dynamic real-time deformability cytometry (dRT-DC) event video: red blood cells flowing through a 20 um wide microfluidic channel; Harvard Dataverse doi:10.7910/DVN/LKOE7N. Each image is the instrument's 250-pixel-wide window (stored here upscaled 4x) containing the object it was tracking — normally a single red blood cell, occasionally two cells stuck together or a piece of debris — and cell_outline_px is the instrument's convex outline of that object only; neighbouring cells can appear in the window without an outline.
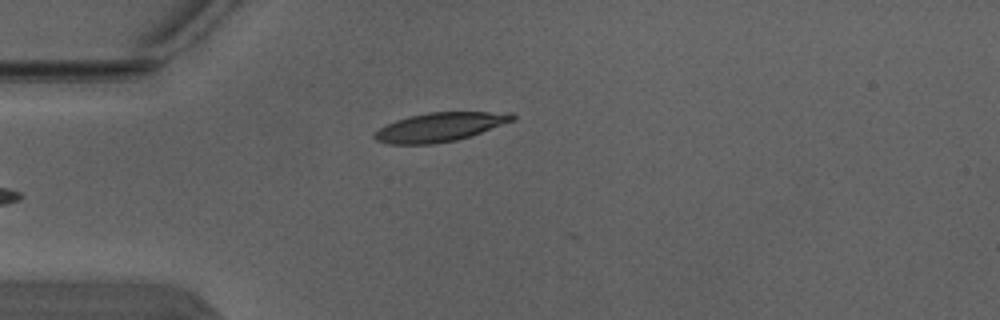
{"species": "Egyptian fruit bat (a non-hibernating species)", "species_latin": "Rousettus aegyptiacus", "temperature_condition": "warm", "stored_images_in_passage": 6, "camera_frame_rate_fps": 3000, "um_per_image_px": 0.085, "animal": {"sex": "male"}, "frame": {"image": 1, "passage_image": 6, "time_ms": 1.667, "image_size_px": [1000, 320], "cell_outline_px": [[516, 120], [472, 136], [456, 140], [432, 144], [388, 144], [376, 140], [372, 136], [380, 128], [396, 120], [408, 116], [428, 112], [512, 112], [516, 116]], "centroid_in_image_um": [37.45, 10.79], "position_along_channel_um": 47.6, "area_um2": 23.41}}